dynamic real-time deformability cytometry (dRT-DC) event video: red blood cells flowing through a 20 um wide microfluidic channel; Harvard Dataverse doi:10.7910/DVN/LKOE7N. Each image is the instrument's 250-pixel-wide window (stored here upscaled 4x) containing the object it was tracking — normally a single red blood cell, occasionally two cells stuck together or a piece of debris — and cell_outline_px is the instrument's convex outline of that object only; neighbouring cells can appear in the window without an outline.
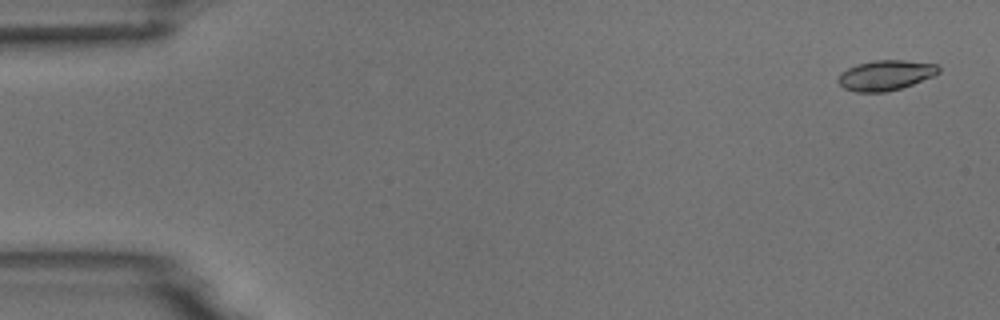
{"species": "common noctule bat (a hibernating species)", "species_latin": "Nyctalus noctula", "temperature_condition": "room temperature", "stored_images_in_passage": 54, "camera_frame_rate_fps": 3000, "um_per_image_px": 0.085, "animal": {"sex": "male", "body_mass_g": 18.8}, "frame": {"image": 1, "passage_image": 2, "time_ms": 0.333, "image_size_px": [1000, 320], "cell_outline_px": [[940, 72], [932, 76], [912, 84], [888, 92], [856, 92], [844, 88], [836, 80], [840, 72], [856, 64], [872, 60], [904, 60], [936, 64], [940, 68]], "centroid_in_image_um": [75.23, 6.39], "position_along_channel_um": 9.8, "area_um2": 17.69}}
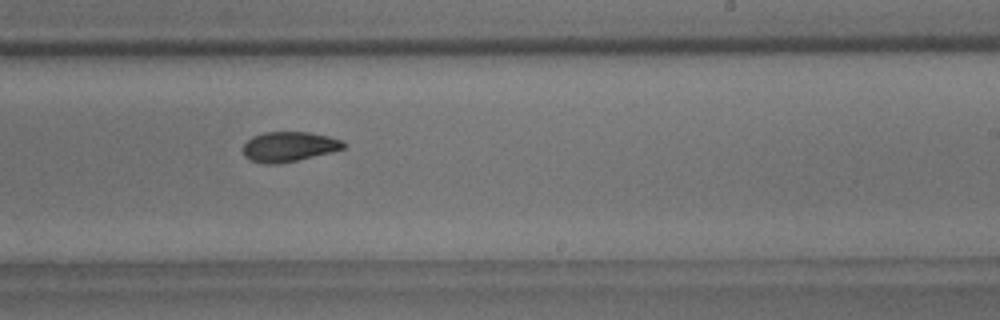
{"frame": {"image": 2, "passage_image": 33, "time_ms": 10.667, "image_size_px": [1000, 320], "cell_outline_px": [[348, 144], [344, 148], [332, 152], [280, 164], [264, 164], [248, 160], [244, 156], [244, 144], [252, 136], [264, 132], [308, 132], [328, 136], [340, 140]], "centroid_in_image_um": [24.55, 12.47], "position_along_channel_um": 264.5, "area_um2": 17.63}}
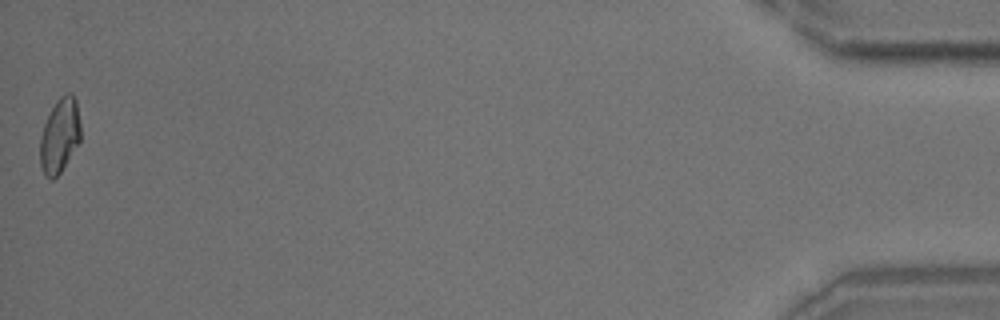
{"frame": {"image": 3, "passage_image": 54, "time_ms": 17.667, "image_size_px": [1000, 320], "cell_outline_px": [[80, 140], [60, 172], [52, 180], [44, 176], [40, 164], [40, 136], [44, 124], [56, 100], [60, 96], [68, 92], [72, 92], [76, 100], [80, 124]], "centroid_in_image_um": [5.06, 11.51], "position_along_channel_um": 430.1, "area_um2": 17.51}, "authors_computed_cell_mechanics": {"area_um2": 17.8024, "velocity_mm_per_s": 3.7217, "shape_relaxation_time_tau1_ms": 5.6161, "shape_relaxation_time_tau2_ms": 6.3561, "deformation_change_tau1": 0.1471, "deformation_change_tau2": 0.1168}}